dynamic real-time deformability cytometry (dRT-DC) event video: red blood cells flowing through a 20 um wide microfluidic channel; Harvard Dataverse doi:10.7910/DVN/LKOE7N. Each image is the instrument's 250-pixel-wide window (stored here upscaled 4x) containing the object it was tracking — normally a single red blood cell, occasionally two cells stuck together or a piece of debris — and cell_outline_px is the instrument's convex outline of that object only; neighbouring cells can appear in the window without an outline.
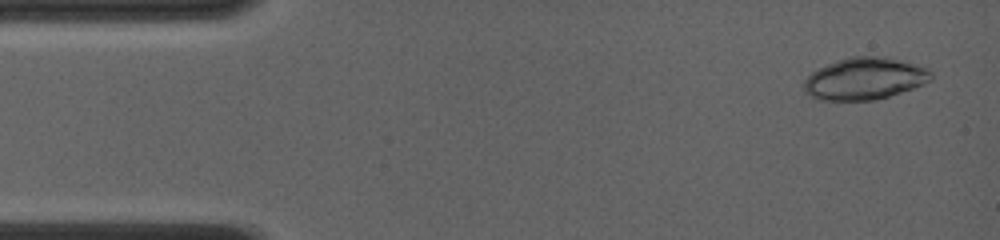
{"species": "common noctule bat (a hibernating species)", "species_latin": "Nyctalus noctula", "temperature_condition": "room temperature", "stored_images_in_passage": 14, "camera_frame_rate_fps": 4000, "um_per_image_px": 0.085, "animal": {"sex": "female", "body_mass_g": 19.0, "forearm_length_mm": 56.7}, "frame": {"image": 1, "passage_image": 1, "time_ms": 0.0, "image_size_px": [1000, 240], "cell_outline_px": [[932, 80], [924, 84], [876, 100], [816, 100], [808, 96], [804, 92], [804, 80], [812, 72], [828, 64], [848, 56], [884, 56], [916, 64], [928, 68], [932, 72]], "centroid_in_image_um": [73.49, 6.68], "position_along_channel_um": 11.5, "area_um2": 31.27}}